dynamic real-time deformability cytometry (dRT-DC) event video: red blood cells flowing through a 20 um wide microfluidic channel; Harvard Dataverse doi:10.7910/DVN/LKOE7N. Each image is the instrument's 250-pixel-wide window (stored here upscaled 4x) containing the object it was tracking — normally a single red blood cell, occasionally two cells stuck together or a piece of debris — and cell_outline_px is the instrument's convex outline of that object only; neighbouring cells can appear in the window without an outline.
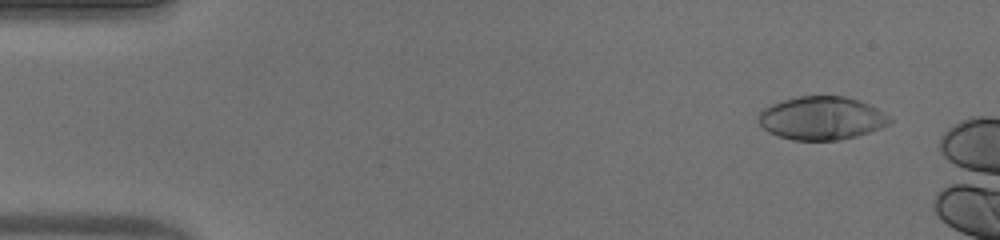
{"species": "human", "species_latin": "Homo sapiens", "temperature_condition": "warm", "stored_images_in_passage": 10, "camera_frame_rate_fps": 3000, "um_per_image_px": 0.085, "donor": {"sex": "male"}, "frame": {"image": 1, "passage_image": 4, "time_ms": 1.0, "image_size_px": [1000, 240], "cell_outline_px": [[892, 120], [888, 124], [880, 128], [856, 136], [840, 140], [792, 140], [768, 132], [760, 124], [760, 112], [764, 108], [772, 104], [796, 96], [844, 96], [868, 104], [892, 116]], "centroid_in_image_um": [69.86, 10.04], "position_along_channel_um": 15.1, "area_um2": 32.83}}